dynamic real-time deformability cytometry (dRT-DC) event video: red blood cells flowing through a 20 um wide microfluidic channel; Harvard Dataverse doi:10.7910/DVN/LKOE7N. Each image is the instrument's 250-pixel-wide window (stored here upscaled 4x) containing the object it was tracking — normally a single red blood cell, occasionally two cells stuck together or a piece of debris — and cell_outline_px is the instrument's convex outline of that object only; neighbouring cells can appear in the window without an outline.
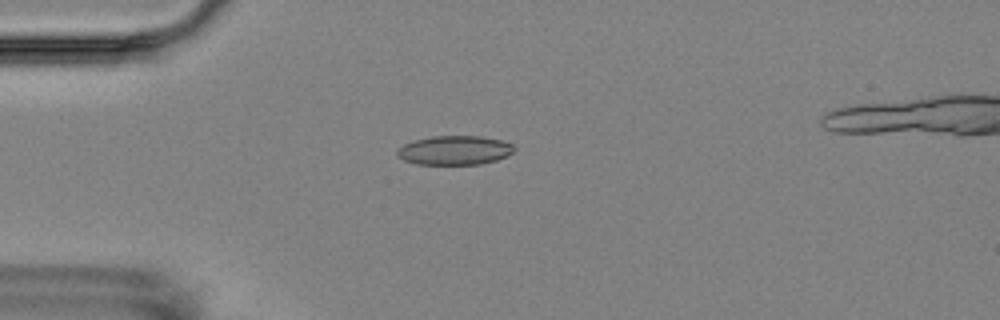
{"species": "Egyptian fruit bat (a non-hibernating species)", "species_latin": "Rousettus aegyptiacus", "temperature_condition": "room temperature", "stored_images_in_passage": 3, "camera_frame_rate_fps": 3000, "um_per_image_px": 0.085, "animal": {"sex": "female"}, "frame": {"image": 1, "passage_image": 1, "time_ms": 0.0, "image_size_px": [1000, 320], "cell_outline_px": [[516, 148], [508, 156], [496, 160], [480, 164], [416, 164], [404, 160], [396, 156], [396, 148], [412, 140], [432, 136], [480, 136], [500, 140], [512, 144]], "centroid_in_image_um": [38.6, 12.77], "position_along_channel_um": 46.4, "area_um2": 20.0}}